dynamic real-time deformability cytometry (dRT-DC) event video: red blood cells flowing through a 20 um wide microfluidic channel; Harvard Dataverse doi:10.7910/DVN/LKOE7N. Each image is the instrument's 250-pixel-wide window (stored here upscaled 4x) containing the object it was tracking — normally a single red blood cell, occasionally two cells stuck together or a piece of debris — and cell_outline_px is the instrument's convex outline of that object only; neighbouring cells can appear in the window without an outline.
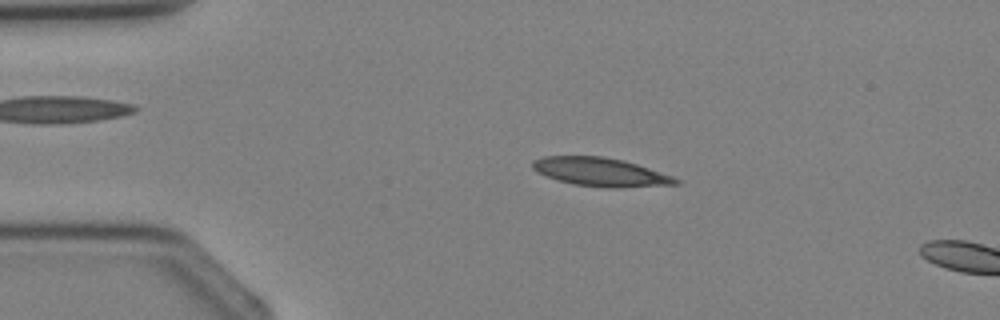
{"species": "Egyptian fruit bat (a non-hibernating species)", "species_latin": "Rousettus aegyptiacus", "temperature_condition": "cold", "stored_images_in_passage": 2, "camera_frame_rate_fps": 3000, "um_per_image_px": 0.085, "animal": {"sex": "female"}, "frame": {"image": 1, "passage_image": 1, "time_ms": 0.0, "image_size_px": [1000, 320], "cell_outline_px": [[680, 184], [624, 188], [604, 188], [572, 184], [556, 180], [536, 172], [532, 168], [532, 160], [544, 156], [604, 156], [624, 160], [672, 176], [680, 180]], "centroid_in_image_um": [51.02, 14.63], "position_along_channel_um": 34.0, "area_um2": 24.1}}